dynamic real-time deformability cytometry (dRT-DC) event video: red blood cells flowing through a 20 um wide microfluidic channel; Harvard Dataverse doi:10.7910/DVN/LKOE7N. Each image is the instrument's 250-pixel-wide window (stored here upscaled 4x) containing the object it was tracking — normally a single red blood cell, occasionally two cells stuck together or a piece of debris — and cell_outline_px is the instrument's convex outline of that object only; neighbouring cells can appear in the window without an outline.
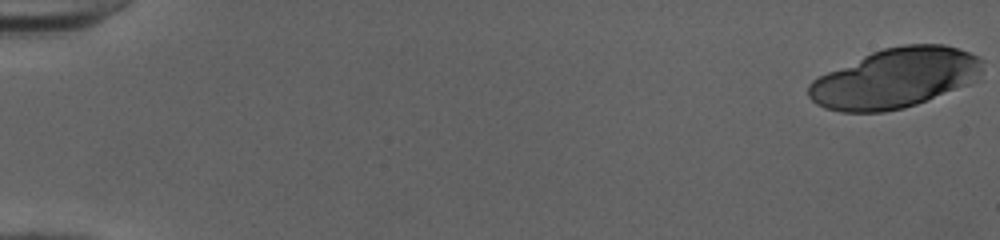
{"species": "human", "species_latin": "Homo sapiens", "temperature_condition": "cold", "stored_images_in_passage": 16, "camera_frame_rate_fps": 3000, "um_per_image_px": 0.085, "donor": {"sex": "female"}, "frame": {"image": 1, "passage_image": 1, "time_ms": 0.0, "image_size_px": [1000, 240], "cell_outline_px": [[984, 60], [980, 72], [976, 80], [968, 84], [916, 104], [904, 108], [884, 112], [840, 112], [824, 108], [816, 104], [808, 96], [808, 84], [812, 80], [828, 72], [872, 52], [884, 48], [904, 44], [944, 44], [980, 56]], "centroid_in_image_um": [76.08, 6.65], "position_along_channel_um": 8.9, "area_um2": 60.23}}
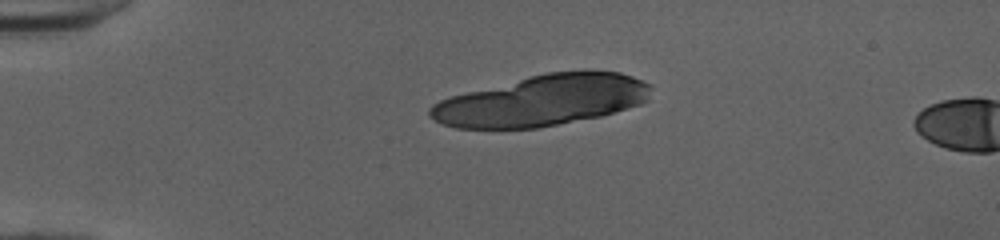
{"frame": {"image": 2, "passage_image": 13, "time_ms": 4.0, "image_size_px": [1000, 240], "cell_outline_px": [[652, 88], [648, 100], [640, 104], [628, 108], [600, 116], [536, 128], [456, 128], [444, 124], [428, 116], [428, 108], [432, 104], [448, 96], [528, 76], [548, 72], [620, 72], [632, 76], [652, 84]], "centroid_in_image_um": [46.05, 8.54], "position_along_channel_um": 38.9, "area_um2": 65.2}}